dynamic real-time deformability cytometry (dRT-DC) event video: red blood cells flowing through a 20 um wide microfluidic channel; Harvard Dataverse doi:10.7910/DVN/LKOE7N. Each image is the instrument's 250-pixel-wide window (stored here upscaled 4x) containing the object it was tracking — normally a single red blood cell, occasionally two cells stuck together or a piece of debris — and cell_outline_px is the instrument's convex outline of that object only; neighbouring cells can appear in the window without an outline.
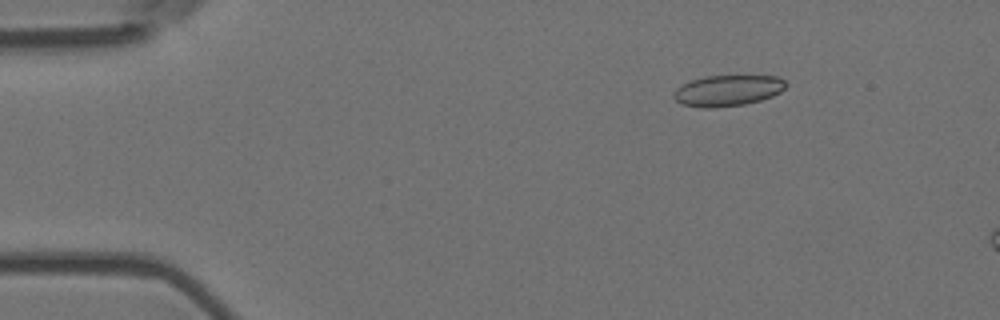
{"species": "Egyptian fruit bat (a non-hibernating species)", "species_latin": "Rousettus aegyptiacus", "temperature_condition": "room temperature", "stored_images_in_passage": 3, "camera_frame_rate_fps": 3000, "um_per_image_px": 0.085, "animal": {"sex": "female"}, "frame": {"image": 1, "passage_image": 1, "time_ms": 0.0, "image_size_px": [1000, 320], "cell_outline_px": [[788, 84], [780, 92], [772, 96], [760, 100], [744, 104], [716, 108], [704, 108], [680, 104], [672, 96], [676, 88], [692, 80], [708, 76], [776, 76], [784, 80]], "centroid_in_image_um": [61.85, 7.71], "position_along_channel_um": 23.2, "area_um2": 20.17}}